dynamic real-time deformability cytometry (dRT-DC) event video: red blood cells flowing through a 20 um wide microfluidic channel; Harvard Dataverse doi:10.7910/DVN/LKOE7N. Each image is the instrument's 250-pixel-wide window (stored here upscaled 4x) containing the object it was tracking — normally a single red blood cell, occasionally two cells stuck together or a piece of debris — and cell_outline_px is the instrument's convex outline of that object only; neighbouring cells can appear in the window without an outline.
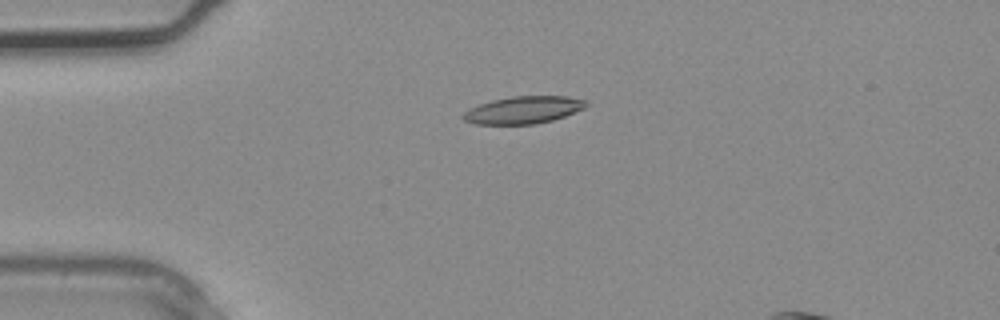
{"species": "common noctule bat (a hibernating species)", "species_latin": "Nyctalus noctula", "temperature_condition": "warm", "stored_images_in_passage": 4, "camera_frame_rate_fps": 3000, "um_per_image_px": 0.085, "animal": {"sex": "male", "body_mass_g": 20.4}, "frame": {"image": 1, "passage_image": 3, "time_ms": 0.667, "image_size_px": [1000, 320], "cell_outline_px": [[588, 104], [584, 108], [564, 116], [552, 120], [536, 124], [476, 124], [464, 120], [460, 116], [468, 108], [492, 100], [512, 96], [568, 96], [588, 100]], "centroid_in_image_um": [44.48, 9.34], "position_along_channel_um": 40.5, "area_um2": 19.65}}
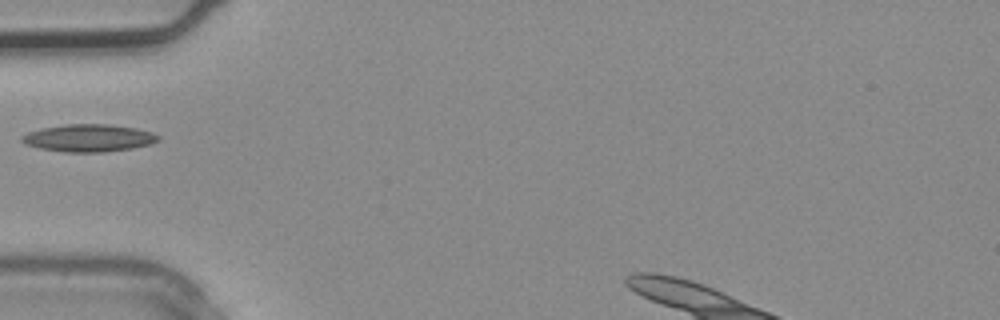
{"frame": {"image": 2, "passage_image": 4, "time_ms": 1.0, "image_size_px": [1000, 320], "cell_outline_px": [[160, 140], [152, 144], [132, 148], [104, 152], [64, 152], [40, 148], [28, 144], [20, 140], [20, 136], [28, 132], [44, 128], [64, 124], [108, 124], [136, 128], [152, 132], [160, 136]], "centroid_in_image_um": [7.58, 11.73], "position_along_channel_um": 77.4, "area_um2": 21.79}}